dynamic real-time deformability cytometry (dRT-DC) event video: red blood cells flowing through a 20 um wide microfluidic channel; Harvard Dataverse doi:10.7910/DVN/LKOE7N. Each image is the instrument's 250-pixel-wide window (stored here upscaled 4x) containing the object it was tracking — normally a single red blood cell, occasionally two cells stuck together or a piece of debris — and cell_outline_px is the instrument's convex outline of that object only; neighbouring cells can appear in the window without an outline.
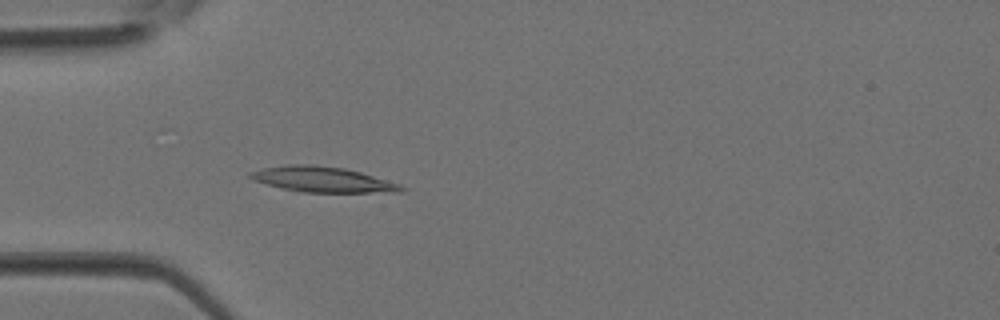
{"species": "Egyptian fruit bat (a non-hibernating species)", "species_latin": "Rousettus aegyptiacus", "temperature_condition": "room temperature", "stored_images_in_passage": 34, "camera_frame_rate_fps": 3000, "um_per_image_px": 0.085, "animal": {"sex": "female"}, "frame": {"image": 1, "passage_image": 8, "time_ms": 2.333, "image_size_px": [1000, 320], "cell_outline_px": [[408, 188], [400, 192], [300, 192], [280, 188], [252, 180], [248, 176], [248, 172], [264, 168], [288, 164], [312, 164], [344, 168], [360, 172], [400, 184]], "centroid_in_image_um": [27.39, 15.25], "position_along_channel_um": 57.6, "area_um2": 22.43}}
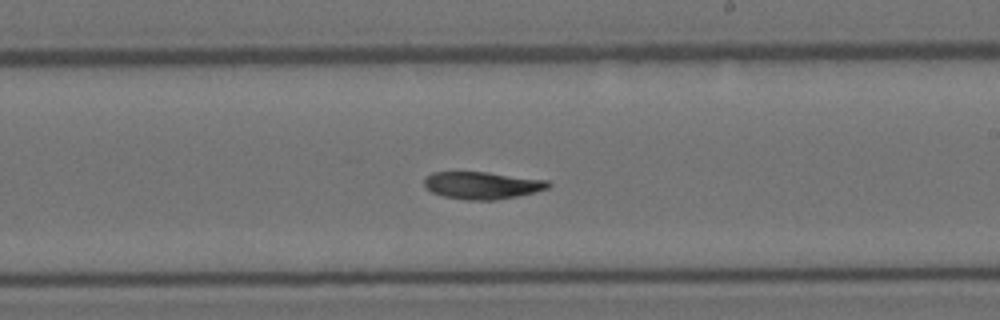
{"frame": {"image": 2, "passage_image": 19, "time_ms": 6.0, "image_size_px": [1000, 320], "cell_outline_px": [[552, 184], [548, 188], [516, 196], [496, 200], [468, 200], [444, 196], [432, 192], [424, 184], [424, 180], [432, 172], [488, 172], [548, 180]], "centroid_in_image_um": [41.0, 15.74], "position_along_channel_um": 248.0, "area_um2": 19.54}}
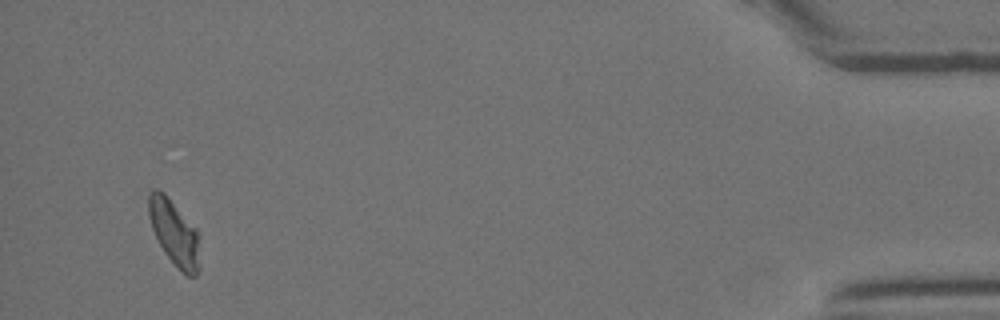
{"frame": {"image": 3, "passage_image": 33, "time_ms": 10.667, "image_size_px": [1000, 320], "cell_outline_px": [[200, 268], [196, 276], [188, 276], [164, 252], [152, 228], [148, 212], [148, 196], [152, 188], [156, 188], [164, 192], [168, 196], [200, 232]], "centroid_in_image_um": [14.86, 19.75], "position_along_channel_um": 420.3, "area_um2": 19.71}}